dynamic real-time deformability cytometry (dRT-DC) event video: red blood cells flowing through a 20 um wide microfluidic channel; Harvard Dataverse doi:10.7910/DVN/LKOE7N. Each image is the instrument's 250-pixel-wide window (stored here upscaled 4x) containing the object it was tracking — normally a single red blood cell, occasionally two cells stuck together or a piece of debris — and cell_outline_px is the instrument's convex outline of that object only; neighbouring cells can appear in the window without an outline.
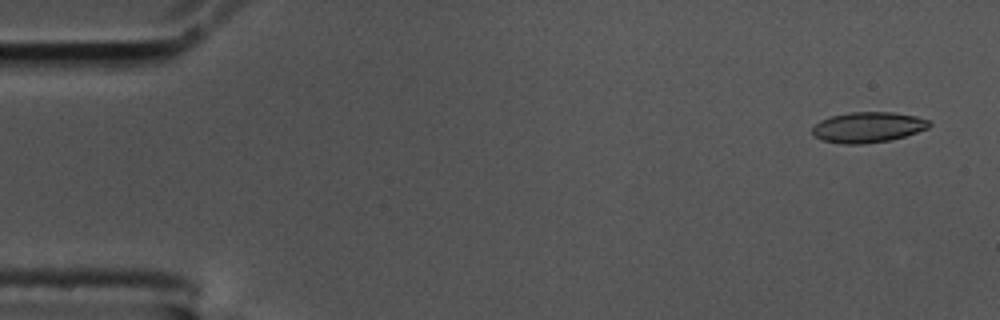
{"species": "common noctule bat (a hibernating species)", "species_latin": "Nyctalus noctula", "temperature_condition": "cold", "stored_images_in_passage": 20, "camera_frame_rate_fps": 3000, "um_per_image_px": 0.085, "animal": {"sex": "male", "body_mass_g": 17.5, "forearm_length_mm": 52.3}, "frame": {"image": 1, "passage_image": 3, "time_ms": 0.667, "image_size_px": [1000, 320], "cell_outline_px": [[932, 124], [928, 128], [904, 136], [888, 140], [864, 144], [844, 144], [824, 140], [816, 136], [812, 132], [812, 128], [820, 120], [832, 116], [852, 112], [892, 112], [916, 116], [928, 120]], "centroid_in_image_um": [73.79, 10.81], "position_along_channel_um": 11.2, "area_um2": 20.52}}
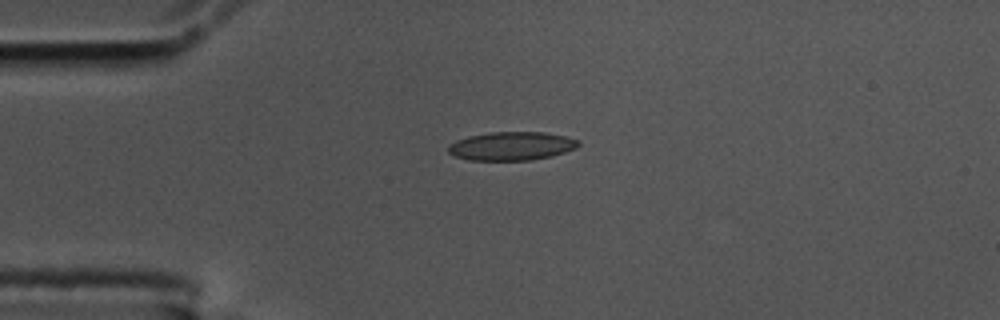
{"frame": {"image": 2, "passage_image": 14, "time_ms": 4.333, "image_size_px": [1000, 320], "cell_outline_px": [[580, 144], [576, 148], [552, 156], [532, 160], [468, 160], [456, 156], [448, 152], [448, 144], [456, 140], [468, 136], [492, 132], [544, 132], [564, 136], [580, 140]], "centroid_in_image_um": [43.48, 12.41], "position_along_channel_um": 41.5, "area_um2": 21.68}}